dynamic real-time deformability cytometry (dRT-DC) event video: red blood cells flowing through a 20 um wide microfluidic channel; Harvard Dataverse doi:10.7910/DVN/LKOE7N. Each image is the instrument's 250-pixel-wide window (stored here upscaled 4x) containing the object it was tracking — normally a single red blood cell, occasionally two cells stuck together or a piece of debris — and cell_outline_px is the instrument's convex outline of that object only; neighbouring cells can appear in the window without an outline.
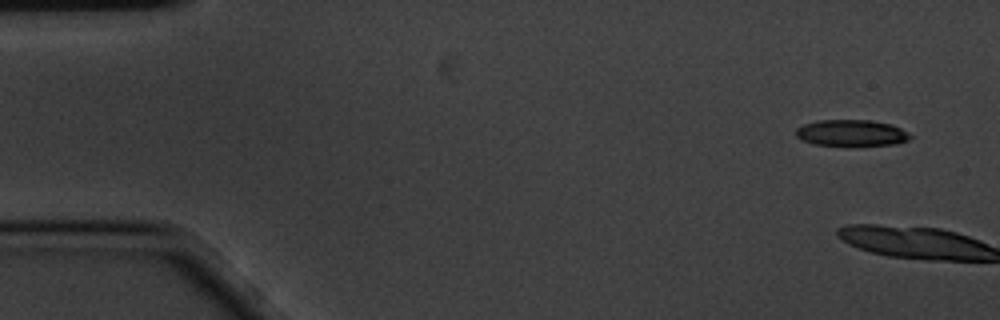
{"species": "common noctule bat (a hibernating species)", "species_latin": "Nyctalus noctula", "temperature_condition": "cold", "stored_images_in_passage": 6, "camera_frame_rate_fps": 3000, "um_per_image_px": 0.085, "animal": {"sex": "male", "body_mass_g": 20.1, "forearm_length_mm": 53.5}, "frame": {"image": 1, "passage_image": 1, "time_ms": 0.0, "image_size_px": [1000, 320], "cell_outline_px": [[912, 136], [908, 140], [896, 144], [812, 144], [800, 140], [796, 136], [796, 128], [804, 124], [820, 120], [872, 120], [892, 124], [900, 128]], "centroid_in_image_um": [72.35, 11.27], "position_along_channel_um": 12.7, "area_um2": 17.17}}